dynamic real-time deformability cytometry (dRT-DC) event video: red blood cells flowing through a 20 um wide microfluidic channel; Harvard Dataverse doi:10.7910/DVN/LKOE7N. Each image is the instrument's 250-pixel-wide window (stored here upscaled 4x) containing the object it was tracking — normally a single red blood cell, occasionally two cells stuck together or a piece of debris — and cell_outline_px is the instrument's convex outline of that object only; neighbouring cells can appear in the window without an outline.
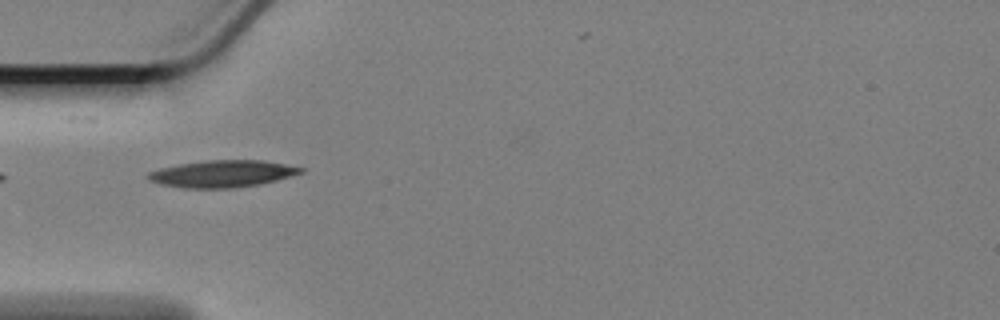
{"species": "Egyptian fruit bat (a non-hibernating species)", "species_latin": "Rousettus aegyptiacus", "temperature_condition": "cold", "stored_images_in_passage": 40, "camera_frame_rate_fps": 3000, "um_per_image_px": 0.085, "animal": {"sex": "female"}, "frame": {"image": 1, "passage_image": 1, "time_ms": 0.0, "image_size_px": [1000, 320], "cell_outline_px": [[304, 172], [260, 184], [232, 188], [184, 188], [160, 184], [148, 180], [144, 176], [148, 172], [160, 168], [180, 164], [208, 160], [264, 160], [304, 168]], "centroid_in_image_um": [18.85, 14.77], "position_along_channel_um": 66.1, "area_um2": 23.93}}
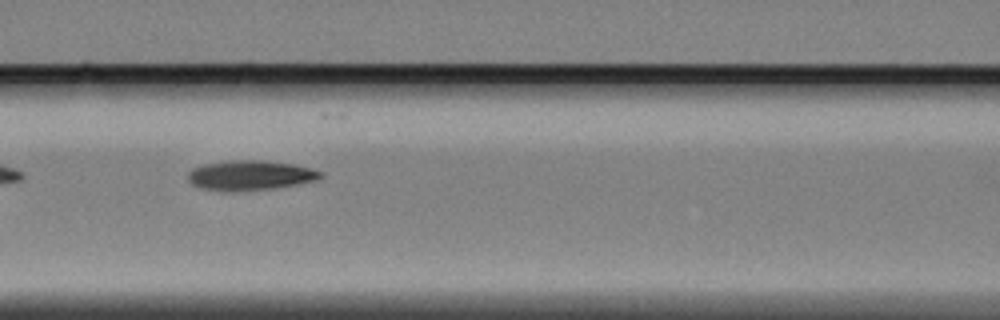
{"frame": {"image": 2, "passage_image": 8, "time_ms": 2.333, "image_size_px": [1000, 320], "cell_outline_px": [[324, 176], [316, 180], [296, 184], [272, 188], [232, 192], [224, 192], [200, 188], [192, 184], [188, 180], [188, 172], [192, 168], [204, 164], [228, 160], [264, 160], [296, 164], [312, 168], [324, 172]], "centroid_in_image_um": [21.26, 14.9], "position_along_channel_um": 145.3, "area_um2": 23.41}}
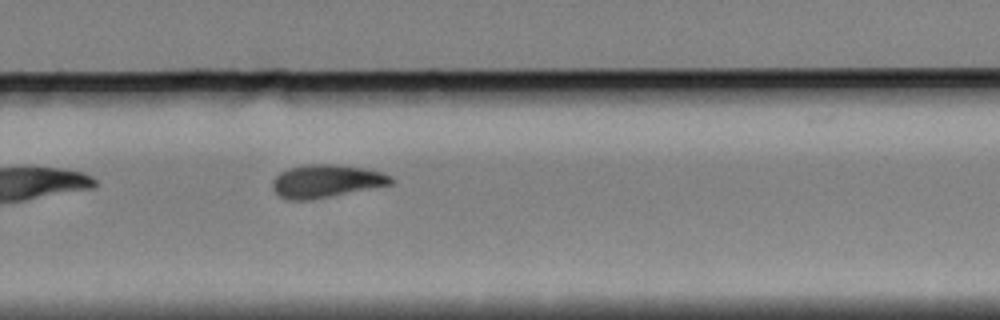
{"frame": {"image": 3, "passage_image": 22, "time_ms": 7.0, "image_size_px": [1000, 320], "cell_outline_px": [[396, 180], [392, 184], [308, 200], [288, 200], [280, 196], [272, 188], [272, 180], [280, 172], [288, 168], [304, 164], [336, 164], [364, 168], [380, 172], [392, 176]], "centroid_in_image_um": [27.71, 15.38], "position_along_channel_um": 302.1, "area_um2": 22.66}, "authors_computed_cell_mechanics": {"area_um2": 22.3686, "velocity_mm_per_s": 3.3633, "shape_relaxation_time_tau1_ms": 3.6323, "shape_relaxation_time_tau2_ms": 5.8198, "deformation_change_tau1": 0.1516, "deformation_change_tau2": 0.1412}}